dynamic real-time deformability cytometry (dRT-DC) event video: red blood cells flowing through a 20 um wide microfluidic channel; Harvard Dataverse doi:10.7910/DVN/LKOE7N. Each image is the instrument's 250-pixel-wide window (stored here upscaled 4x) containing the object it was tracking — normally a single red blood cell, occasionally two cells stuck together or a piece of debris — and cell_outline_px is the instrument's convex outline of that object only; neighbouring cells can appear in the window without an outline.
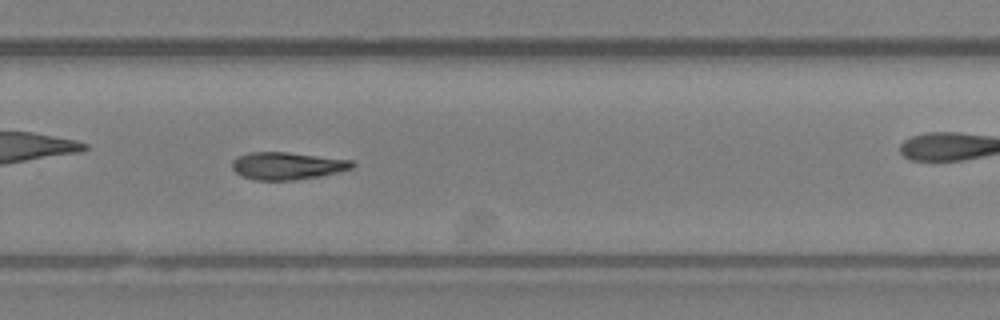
{"species": "Egyptian fruit bat (a non-hibernating species)", "species_latin": "Rousettus aegyptiacus", "temperature_condition": "room temperature", "stored_images_in_passage": 33, "camera_frame_rate_fps": 3000, "um_per_image_px": 0.085, "animal": {"sex": "female"}, "frame": {"image": 1, "passage_image": 19, "time_ms": 6.0, "image_size_px": [1000, 320], "cell_outline_px": [[356, 164], [352, 168], [336, 172], [316, 176], [292, 180], [256, 180], [244, 176], [236, 172], [232, 168], [232, 160], [236, 156], [248, 152], [288, 152], [352, 160]], "centroid_in_image_um": [24.38, 14.07], "position_along_channel_um": 305.4, "area_um2": 19.02}}